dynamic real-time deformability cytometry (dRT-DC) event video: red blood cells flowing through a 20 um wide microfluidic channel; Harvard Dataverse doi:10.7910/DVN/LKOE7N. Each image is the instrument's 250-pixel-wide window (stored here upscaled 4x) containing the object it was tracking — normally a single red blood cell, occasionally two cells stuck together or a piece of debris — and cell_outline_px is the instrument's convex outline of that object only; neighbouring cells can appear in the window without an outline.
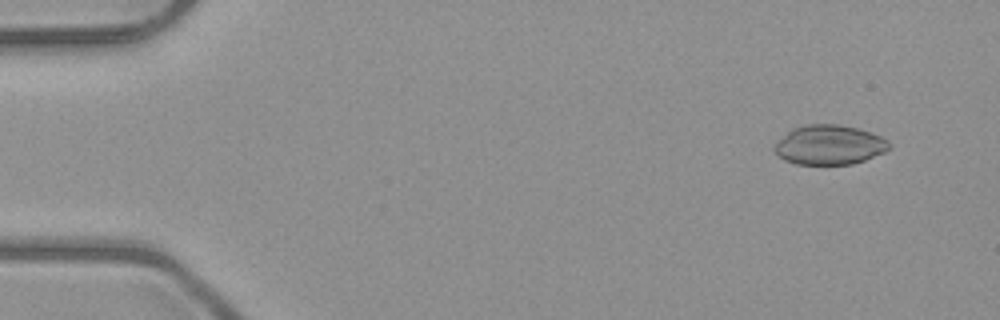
{"species": "common noctule bat (a hibernating species)", "species_latin": "Nyctalus noctula", "temperature_condition": "room temperature", "stored_images_in_passage": 50, "camera_frame_rate_fps": 3000, "um_per_image_px": 0.085, "animal": {"sex": "male", "body_mass_g": 23.1, "forearm_length_mm": 52.7}, "frame": {"image": 1, "passage_image": 4, "time_ms": 1.0, "image_size_px": [1000, 320], "cell_outline_px": [[892, 148], [884, 152], [864, 160], [852, 164], [796, 164], [784, 160], [772, 148], [792, 128], [804, 124], [840, 124], [856, 128], [880, 136], [888, 140], [892, 144]], "centroid_in_image_um": [70.52, 12.31], "position_along_channel_um": 14.5, "area_um2": 26.36}}
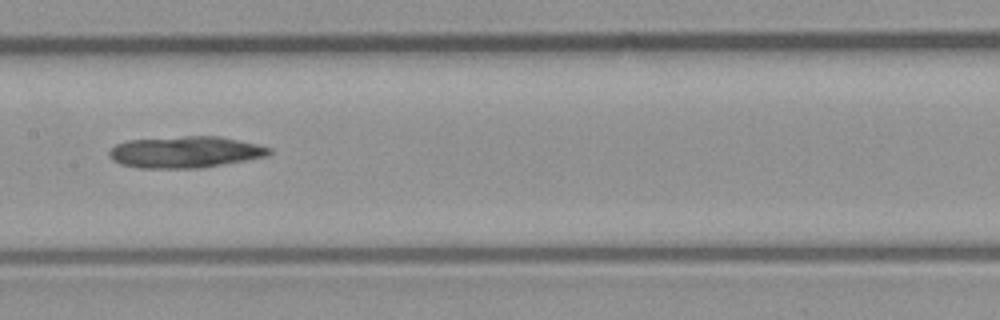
{"frame": {"image": 2, "passage_image": 26, "time_ms": 8.333, "image_size_px": [1000, 320], "cell_outline_px": [[272, 152], [268, 156], [204, 168], [136, 168], [120, 164], [112, 160], [108, 156], [108, 152], [116, 144], [128, 140], [184, 136], [220, 136], [256, 144], [272, 148]], "centroid_in_image_um": [15.74, 12.93], "position_along_channel_um": 191.7, "area_um2": 29.65}}
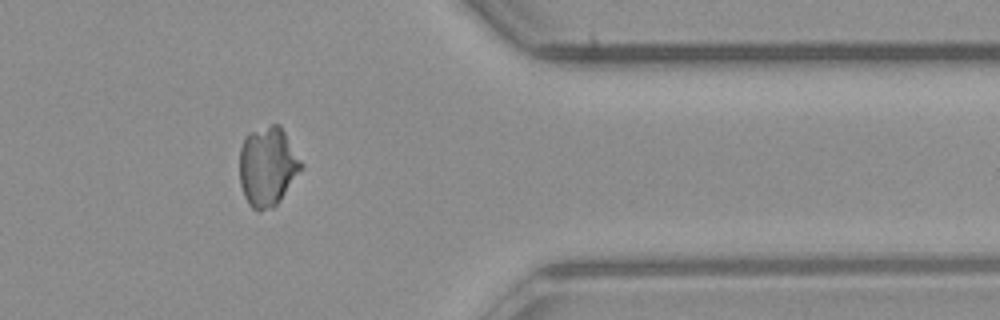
{"frame": {"image": 3, "passage_image": 42, "time_ms": 13.667, "image_size_px": [1000, 320], "cell_outline_px": [[304, 168], [280, 200], [272, 208], [260, 212], [252, 208], [248, 204], [244, 196], [240, 184], [240, 148], [248, 132], [272, 124], [280, 124], [304, 164]], "centroid_in_image_um": [22.76, 14.16], "position_along_channel_um": 388.6, "area_um2": 28.84}}